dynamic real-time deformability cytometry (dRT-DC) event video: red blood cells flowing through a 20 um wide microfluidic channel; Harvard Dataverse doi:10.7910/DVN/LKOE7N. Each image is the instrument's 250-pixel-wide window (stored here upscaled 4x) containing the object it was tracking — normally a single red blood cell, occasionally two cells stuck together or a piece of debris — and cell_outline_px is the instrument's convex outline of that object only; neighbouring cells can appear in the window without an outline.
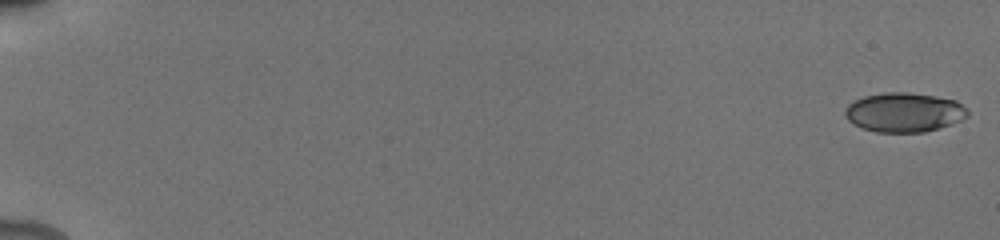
{"species": "human", "species_latin": "Homo sapiens", "temperature_condition": "cold", "stored_images_in_passage": 44, "camera_frame_rate_fps": 3000, "um_per_image_px": 0.085, "donor": {"sex": "male"}, "frame": {"image": 1, "passage_image": 1, "time_ms": 0.0, "image_size_px": [1000, 240], "cell_outline_px": [[968, 116], [960, 120], [924, 132], [876, 132], [864, 128], [848, 120], [844, 112], [848, 104], [864, 96], [884, 92], [908, 92], [936, 96], [956, 100], [968, 108]], "centroid_in_image_um": [76.86, 9.53], "position_along_channel_um": 8.1, "area_um2": 27.92}}
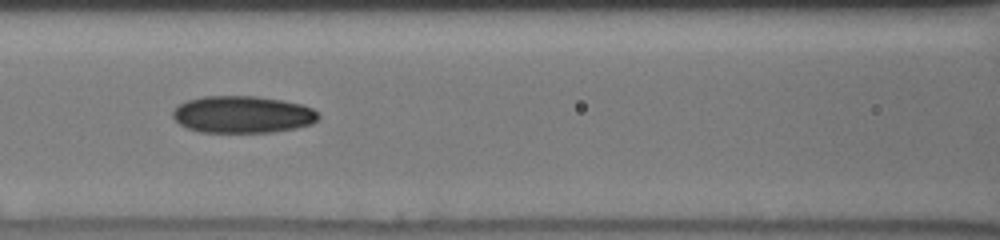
{"frame": {"image": 2, "passage_image": 17, "time_ms": 8.667, "image_size_px": [1000, 240], "cell_outline_px": [[320, 116], [312, 124], [296, 128], [272, 132], [200, 132], [188, 128], [180, 124], [172, 116], [172, 112], [180, 104], [188, 100], [204, 96], [256, 96], [280, 100], [300, 104], [312, 108], [320, 112]], "centroid_in_image_um": [20.64, 9.73], "position_along_channel_um": 146.0, "area_um2": 31.39}}
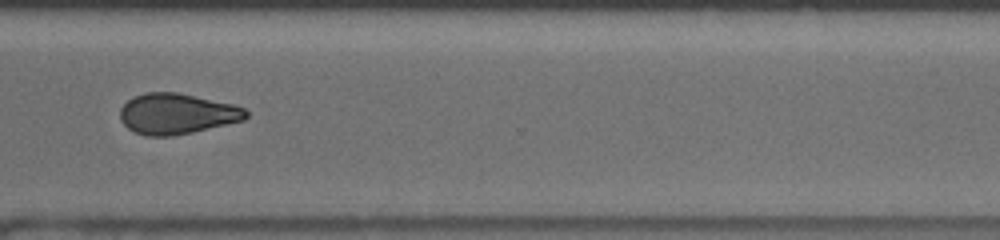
{"frame": {"image": 3, "passage_image": 33, "time_ms": 14.0, "image_size_px": [1000, 240], "cell_outline_px": [[248, 116], [244, 120], [192, 132], [172, 136], [144, 136], [128, 128], [120, 120], [120, 108], [132, 96], [144, 92], [176, 92], [232, 104], [244, 108], [248, 112]], "centroid_in_image_um": [15.0, 9.67], "position_along_channel_um": 355.6, "area_um2": 29.77}, "authors_computed_cell_mechanics": {"area_um2": 29.7959, "velocity_mm_per_s": 3.9319, "shape_relaxation_time_tau1_ms": null, "shape_relaxation_time_tau2_ms": 9.12, "deformation_change_tau1": null, "deformation_change_tau2": 0.148}}